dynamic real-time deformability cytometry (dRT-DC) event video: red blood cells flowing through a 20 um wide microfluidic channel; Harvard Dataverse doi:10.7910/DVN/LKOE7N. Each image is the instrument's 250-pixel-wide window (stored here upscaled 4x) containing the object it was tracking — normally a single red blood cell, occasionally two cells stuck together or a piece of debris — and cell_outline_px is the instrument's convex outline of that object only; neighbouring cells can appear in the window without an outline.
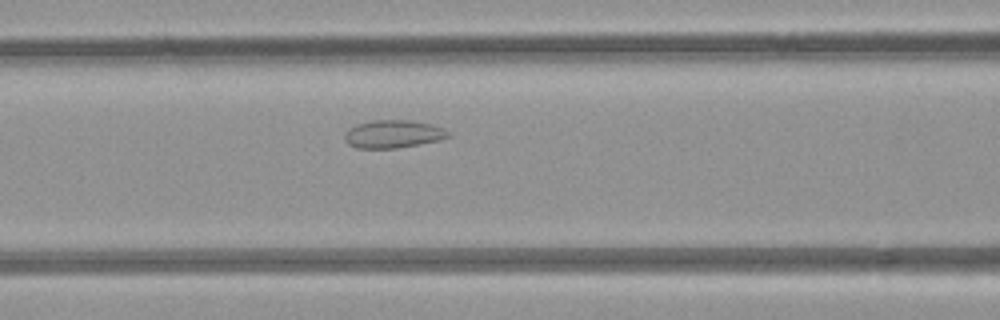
{"species": "common noctule bat (a hibernating species)", "species_latin": "Nyctalus noctula", "temperature_condition": "room temperature", "stored_images_in_passage": 4, "camera_frame_rate_fps": 3000, "um_per_image_px": 0.085, "animal": {"sex": "female", "body_mass_g": 21.9}, "frame": {"image": 1, "passage_image": 4, "time_ms": 4.333, "image_size_px": [1000, 320], "cell_outline_px": [[452, 136], [440, 140], [396, 148], [356, 148], [348, 144], [344, 140], [344, 132], [356, 124], [372, 120], [408, 120], [432, 124], [444, 128]], "centroid_in_image_um": [33.4, 11.39], "position_along_channel_um": 133.2, "area_um2": 16.94}}